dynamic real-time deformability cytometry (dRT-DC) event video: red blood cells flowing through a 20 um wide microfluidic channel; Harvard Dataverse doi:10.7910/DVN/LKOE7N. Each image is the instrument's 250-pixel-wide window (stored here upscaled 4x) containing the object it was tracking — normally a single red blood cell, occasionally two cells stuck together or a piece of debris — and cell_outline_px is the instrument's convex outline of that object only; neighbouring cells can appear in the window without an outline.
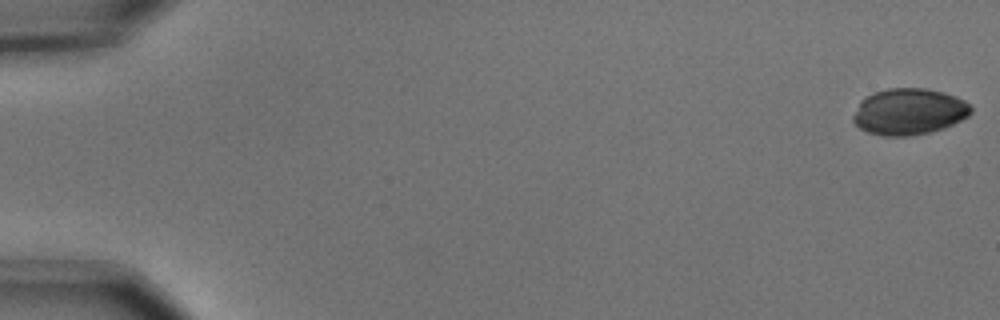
{"species": "common noctule bat (a hibernating species)", "species_latin": "Nyctalus noctula", "temperature_condition": "cold", "stored_images_in_passage": 4, "camera_frame_rate_fps": 3000, "um_per_image_px": 0.085, "animal": {"sex": "male", "body_mass_g": 15.6}, "frame": {"image": 1, "passage_image": 1, "time_ms": 0.0, "image_size_px": [1000, 320], "cell_outline_px": [[972, 112], [968, 116], [944, 128], [928, 132], [908, 136], [884, 136], [868, 132], [860, 128], [852, 120], [852, 116], [860, 100], [876, 92], [888, 88], [924, 88], [944, 92], [956, 96], [964, 100], [972, 108]], "centroid_in_image_um": [77.26, 9.48], "position_along_channel_um": 7.7, "area_um2": 31.73}}